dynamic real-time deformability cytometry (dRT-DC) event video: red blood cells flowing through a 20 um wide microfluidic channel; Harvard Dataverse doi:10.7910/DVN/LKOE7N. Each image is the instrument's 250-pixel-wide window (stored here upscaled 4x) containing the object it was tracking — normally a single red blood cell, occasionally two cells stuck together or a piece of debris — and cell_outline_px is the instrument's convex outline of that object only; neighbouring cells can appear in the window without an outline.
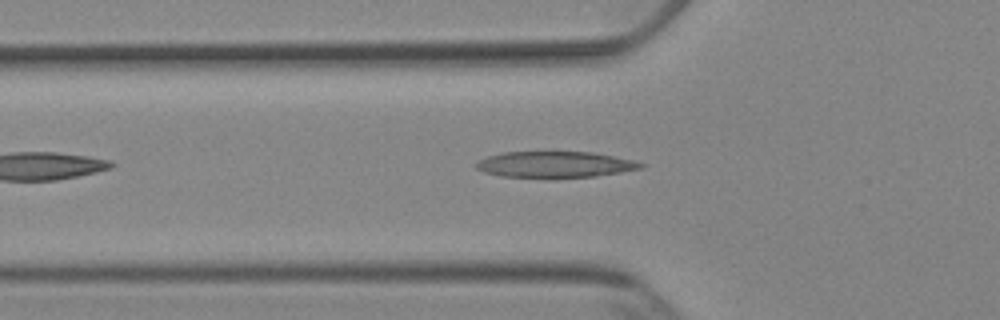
{"species": "Egyptian fruit bat (a non-hibernating species)", "species_latin": "Rousettus aegyptiacus", "temperature_condition": "cold", "stored_images_in_passage": 15, "camera_frame_rate_fps": 3000, "um_per_image_px": 0.085, "animal": {"sex": "female"}, "frame": {"image": 1, "passage_image": 7, "time_ms": 2.0, "image_size_px": [1000, 320], "cell_outline_px": [[644, 168], [596, 176], [548, 180], [500, 176], [484, 172], [476, 168], [476, 160], [488, 156], [504, 152], [552, 148], [592, 152], [636, 160], [644, 164]], "centroid_in_image_um": [47.14, 13.96], "position_along_channel_um": 78.7, "area_um2": 27.22}}
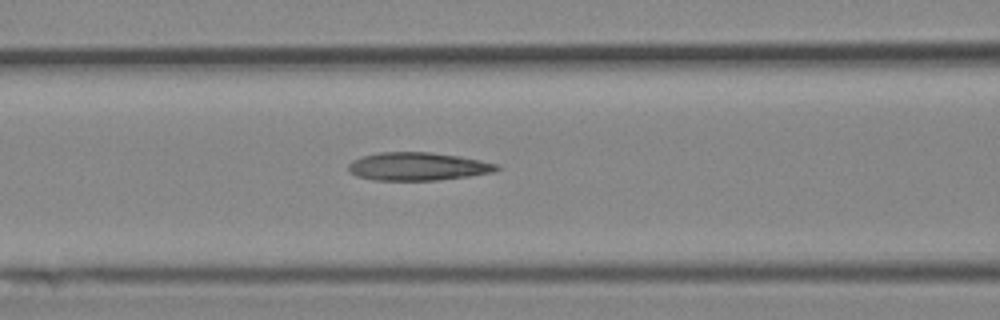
{"frame": {"image": 2, "passage_image": 11, "time_ms": 3.333, "image_size_px": [1000, 320], "cell_outline_px": [[500, 168], [496, 172], [468, 176], [436, 180], [372, 180], [356, 176], [348, 172], [348, 164], [352, 160], [376, 152], [428, 152], [460, 156], [500, 164]], "centroid_in_image_um": [35.51, 14.15], "position_along_channel_um": 131.1, "area_um2": 24.45}}